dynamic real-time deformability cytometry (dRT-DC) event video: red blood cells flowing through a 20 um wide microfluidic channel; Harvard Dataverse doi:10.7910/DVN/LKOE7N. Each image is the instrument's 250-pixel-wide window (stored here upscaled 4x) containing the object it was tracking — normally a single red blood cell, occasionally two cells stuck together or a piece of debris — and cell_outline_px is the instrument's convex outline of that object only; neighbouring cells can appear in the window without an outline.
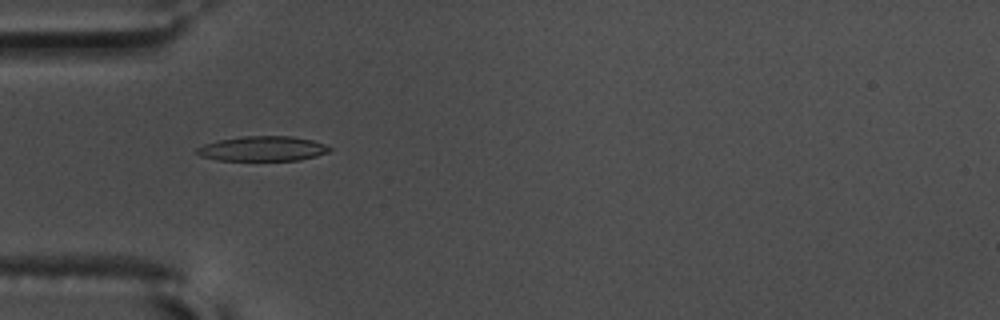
{"species": "common noctule bat (a hibernating species)", "species_latin": "Nyctalus noctula", "temperature_condition": "warm", "stored_images_in_passage": 40, "camera_frame_rate_fps": 3000, "um_per_image_px": 0.085, "animal": {"sex": "male", "body_mass_g": 17.5, "forearm_length_mm": 52.3}, "frame": {"image": 1, "passage_image": 1, "time_ms": 0.0, "image_size_px": [1000, 320], "cell_outline_px": [[332, 148], [328, 152], [316, 156], [300, 160], [216, 160], [200, 156], [196, 152], [196, 148], [204, 144], [220, 140], [244, 136], [292, 136], [312, 140], [324, 144]], "centroid_in_image_um": [22.32, 12.64], "position_along_channel_um": 62.7, "area_um2": 19.13}, "authors_computed_cell_mechanics": {"area_um2": 19.4786, "velocity_mm_per_s": 3.608, "shape_relaxation_time_tau1_ms": 7.5257, "shape_relaxation_time_tau2_ms": 2.6982, "deformation_change_tau1": 0.2449, "deformation_change_tau2": 0.1105}}